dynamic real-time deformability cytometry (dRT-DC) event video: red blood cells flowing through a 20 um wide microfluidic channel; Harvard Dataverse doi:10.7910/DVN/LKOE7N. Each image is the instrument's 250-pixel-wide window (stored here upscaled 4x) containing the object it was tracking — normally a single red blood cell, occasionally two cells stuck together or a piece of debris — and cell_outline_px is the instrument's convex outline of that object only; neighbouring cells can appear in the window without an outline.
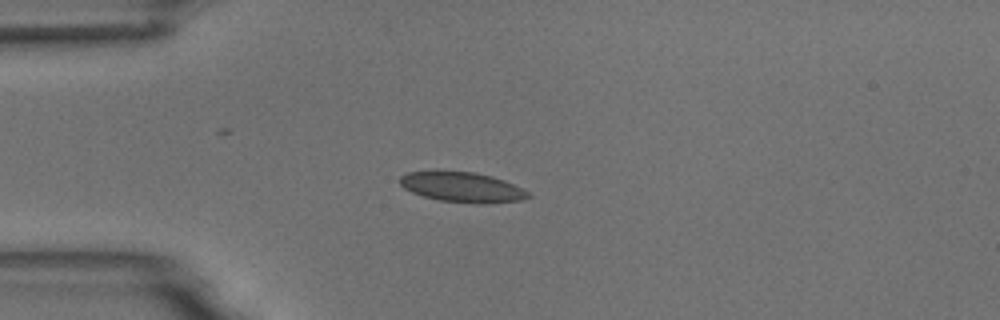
{"species": "common noctule bat (a hibernating species)", "species_latin": "Nyctalus noctula", "temperature_condition": "room temperature", "stored_images_in_passage": 7, "camera_frame_rate_fps": 3000, "um_per_image_px": 0.085, "animal": {"sex": "male", "body_mass_g": 18.8}, "frame": {"image": 1, "passage_image": 3, "time_ms": 2.333, "image_size_px": [1000, 320], "cell_outline_px": [[532, 196], [520, 200], [484, 204], [480, 204], [440, 200], [424, 196], [412, 192], [404, 188], [400, 184], [400, 176], [408, 172], [432, 168], [472, 172], [492, 176], [504, 180], [528, 192]], "centroid_in_image_um": [39.21, 15.86], "position_along_channel_um": 45.8, "area_um2": 22.95}}